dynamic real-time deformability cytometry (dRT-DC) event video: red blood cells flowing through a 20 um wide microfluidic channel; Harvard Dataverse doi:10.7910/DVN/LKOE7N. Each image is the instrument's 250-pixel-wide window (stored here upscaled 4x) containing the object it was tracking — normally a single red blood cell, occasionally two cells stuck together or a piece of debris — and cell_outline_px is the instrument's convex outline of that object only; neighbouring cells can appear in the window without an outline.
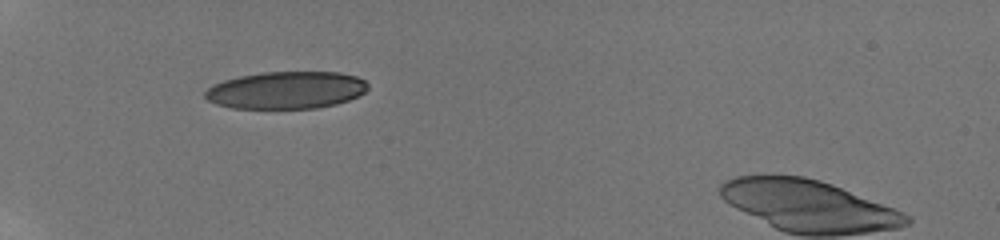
{"species": "human", "species_latin": "Homo sapiens", "temperature_condition": "room temperature", "stored_images_in_passage": 30, "camera_frame_rate_fps": 3000, "um_per_image_px": 0.085, "donor": {"sex": "male"}, "frame": {"image": 1, "passage_image": 1, "time_ms": 0.0, "image_size_px": [1000, 240], "cell_outline_px": [[368, 88], [360, 96], [336, 104], [316, 108], [232, 108], [216, 104], [208, 100], [204, 96], [204, 92], [212, 84], [224, 80], [240, 76], [264, 72], [340, 72], [356, 76], [364, 80], [368, 84]], "centroid_in_image_um": [24.33, 7.66], "position_along_channel_um": 60.7, "area_um2": 35.49}}
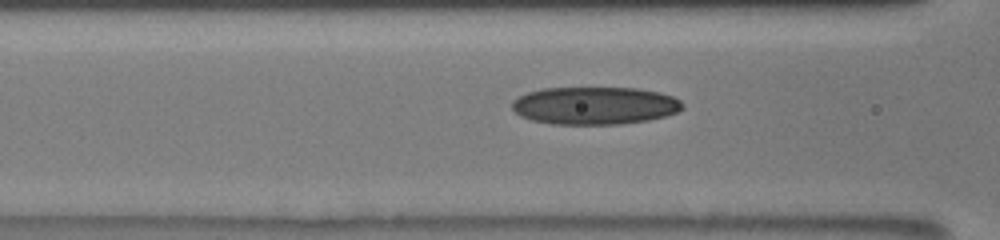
{"frame": {"image": 2, "passage_image": 17, "time_ms": 2.0, "image_size_px": [1000, 240], "cell_outline_px": [[684, 108], [676, 112], [664, 116], [648, 120], [620, 124], [552, 124], [532, 120], [520, 116], [512, 108], [512, 100], [528, 92], [544, 88], [636, 88], [660, 92], [672, 96], [680, 100], [684, 104]], "centroid_in_image_um": [50.56, 8.97], "position_along_channel_um": 116.0, "area_um2": 37.45}}
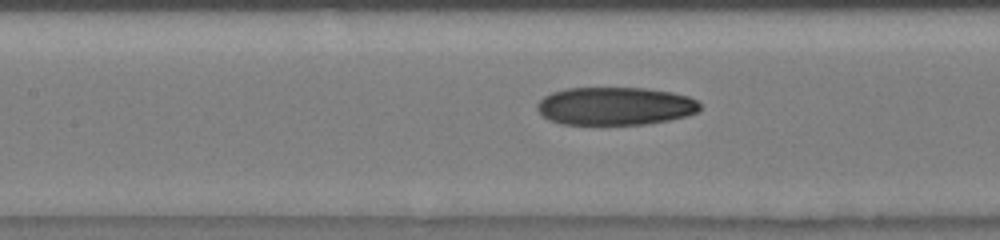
{"frame": {"image": 3, "passage_image": 26, "time_ms": 3.0, "image_size_px": [1000, 240], "cell_outline_px": [[700, 108], [696, 112], [688, 116], [668, 120], [644, 124], [560, 124], [548, 120], [536, 108], [536, 104], [544, 96], [552, 92], [568, 88], [644, 88], [672, 92], [688, 96], [696, 100], [700, 104]], "centroid_in_image_um": [52.27, 9.01], "position_along_channel_um": 155.1, "area_um2": 36.07}}